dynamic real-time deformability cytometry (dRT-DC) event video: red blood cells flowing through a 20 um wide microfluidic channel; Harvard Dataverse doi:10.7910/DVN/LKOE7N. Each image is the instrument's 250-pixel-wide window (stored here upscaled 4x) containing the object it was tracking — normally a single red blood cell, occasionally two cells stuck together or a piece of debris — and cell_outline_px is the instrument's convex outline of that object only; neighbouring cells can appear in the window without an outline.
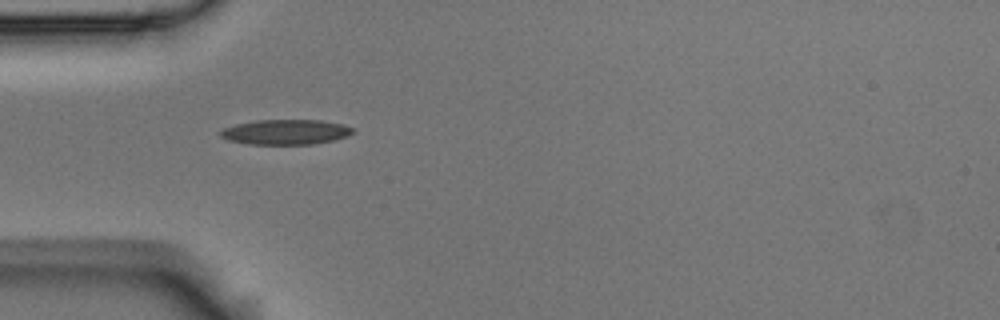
{"species": "Egyptian fruit bat (a non-hibernating species)", "species_latin": "Rousettus aegyptiacus", "temperature_condition": "room temperature", "stored_images_in_passage": 2, "camera_frame_rate_fps": 3000, "um_per_image_px": 0.085, "animal": {"sex": "male"}, "frame": {"image": 1, "passage_image": 1, "time_ms": 0.0, "image_size_px": [1000, 320], "cell_outline_px": [[356, 132], [348, 136], [332, 140], [312, 144], [248, 144], [228, 140], [220, 136], [220, 132], [224, 128], [236, 124], [256, 120], [320, 120], [344, 124], [356, 128]], "centroid_in_image_um": [24.33, 11.21], "position_along_channel_um": 60.7, "area_um2": 19.42}}
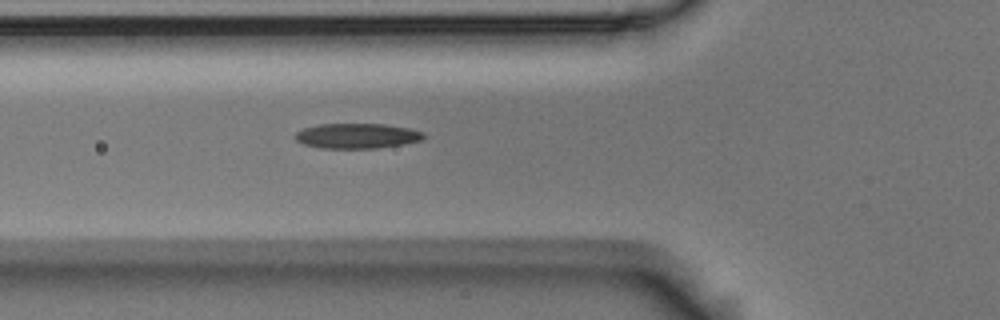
{"frame": {"image": 2, "passage_image": 2, "time_ms": 0.333, "image_size_px": [1000, 320], "cell_outline_px": [[424, 140], [404, 144], [376, 148], [320, 148], [304, 144], [296, 140], [296, 132], [304, 128], [320, 124], [384, 124], [412, 128], [424, 132]], "centroid_in_image_um": [30.4, 11.55], "position_along_channel_um": 95.4, "area_um2": 18.84}}